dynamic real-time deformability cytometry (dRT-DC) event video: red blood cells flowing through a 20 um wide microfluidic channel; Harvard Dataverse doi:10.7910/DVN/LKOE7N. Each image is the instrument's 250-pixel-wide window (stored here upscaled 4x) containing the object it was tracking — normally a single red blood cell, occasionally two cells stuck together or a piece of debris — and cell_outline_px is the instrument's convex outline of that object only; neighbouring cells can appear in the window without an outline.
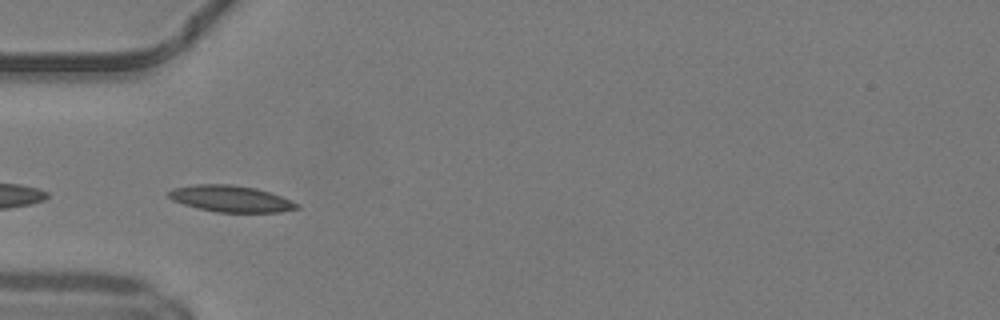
{"species": "common noctule bat (a hibernating species)", "species_latin": "Nyctalus noctula", "temperature_condition": "warm", "stored_images_in_passage": 12, "camera_frame_rate_fps": 3000, "um_per_image_px": 0.085, "animal": {"sex": "male", "body_mass_g": 19.2, "forearm_length_mm": 51.8}, "frame": {"image": 1, "passage_image": 9, "time_ms": 2.667, "image_size_px": [1000, 320], "cell_outline_px": [[300, 208], [280, 212], [216, 212], [184, 204], [172, 200], [168, 196], [168, 192], [172, 188], [196, 184], [228, 184], [256, 188], [280, 196], [300, 204]], "centroid_in_image_um": [19.62, 16.89], "position_along_channel_um": 65.4, "area_um2": 19.59}}